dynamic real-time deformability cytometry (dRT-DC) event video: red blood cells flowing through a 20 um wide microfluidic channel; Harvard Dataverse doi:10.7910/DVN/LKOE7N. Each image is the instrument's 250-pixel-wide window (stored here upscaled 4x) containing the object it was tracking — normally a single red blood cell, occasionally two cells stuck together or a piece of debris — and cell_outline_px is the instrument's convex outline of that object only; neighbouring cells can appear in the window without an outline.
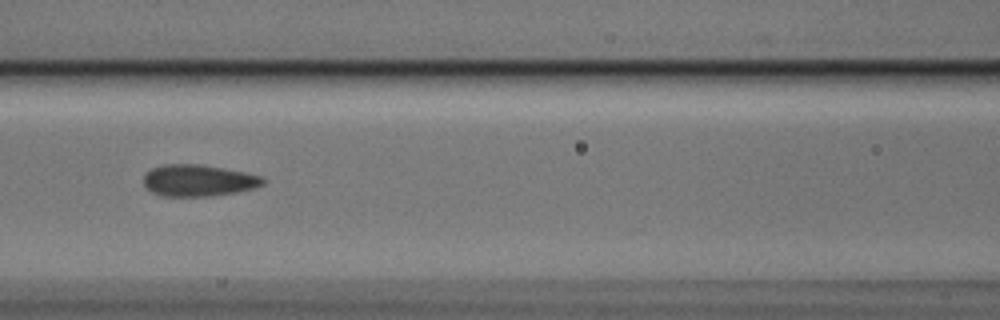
{"species": "Egyptian fruit bat (a non-hibernating species)", "species_latin": "Rousettus aegyptiacus", "temperature_condition": "cold", "stored_images_in_passage": 10, "camera_frame_rate_fps": 3000, "um_per_image_px": 0.085, "animal": {"sex": "male"}, "frame": {"image": 1, "passage_image": 7, "time_ms": 2.0, "image_size_px": [1000, 320], "cell_outline_px": [[264, 184], [252, 188], [236, 192], [208, 196], [164, 196], [152, 192], [144, 184], [144, 176], [152, 168], [164, 164], [200, 164], [224, 168], [244, 172], [260, 176], [264, 180]], "centroid_in_image_um": [16.85, 15.33], "position_along_channel_um": 149.8, "area_um2": 21.73}}
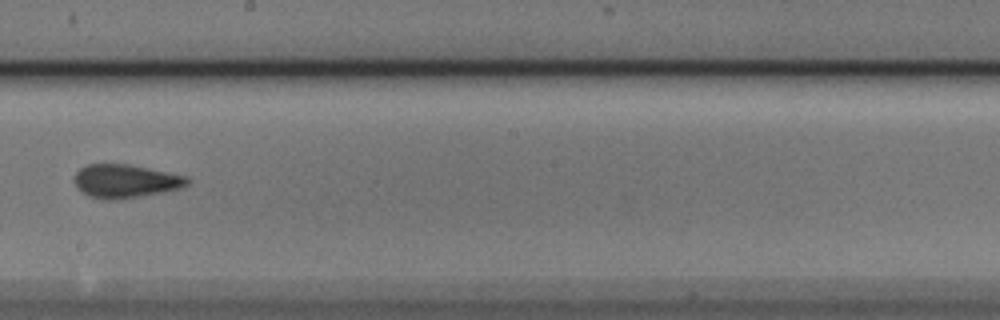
{"frame": {"image": 2, "passage_image": 9, "time_ms": 2.667, "image_size_px": [1000, 320], "cell_outline_px": [[192, 180], [184, 188], [164, 192], [112, 200], [108, 200], [88, 196], [76, 184], [76, 172], [80, 168], [88, 164], [128, 164], [188, 176]], "centroid_in_image_um": [10.74, 15.39], "position_along_channel_um": 237.5, "area_um2": 21.85}}
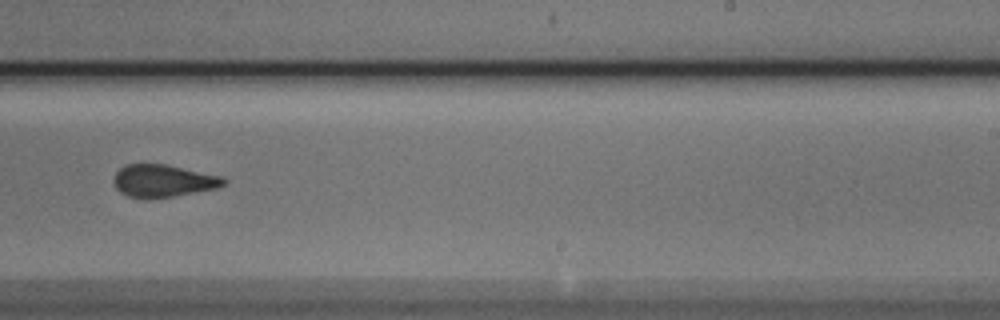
{"frame": {"image": 3, "passage_image": 10, "time_ms": 3.0, "image_size_px": [1000, 320], "cell_outline_px": [[228, 184], [216, 188], [172, 196], [128, 196], [120, 192], [116, 188], [112, 180], [116, 172], [124, 164], [164, 164], [224, 176], [228, 180]], "centroid_in_image_um": [13.91, 15.33], "position_along_channel_um": 275.1, "area_um2": 20.46}}